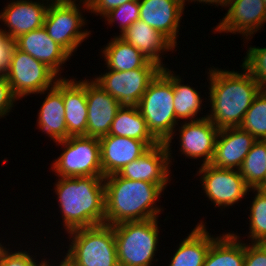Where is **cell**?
Instances as JSON below:
<instances>
[{"label":"cell","instance_id":"6da1fadb","mask_svg":"<svg viewBox=\"0 0 266 266\" xmlns=\"http://www.w3.org/2000/svg\"><path fill=\"white\" fill-rule=\"evenodd\" d=\"M245 72L209 70L212 114L207 117L218 129L239 127L254 98L262 90L253 75Z\"/></svg>","mask_w":266,"mask_h":266},{"label":"cell","instance_id":"7a4b0ae2","mask_svg":"<svg viewBox=\"0 0 266 266\" xmlns=\"http://www.w3.org/2000/svg\"><path fill=\"white\" fill-rule=\"evenodd\" d=\"M105 224L144 221L157 218L159 207L153 206L163 189L146 181H133L118 173L104 177Z\"/></svg>","mask_w":266,"mask_h":266},{"label":"cell","instance_id":"3957f363","mask_svg":"<svg viewBox=\"0 0 266 266\" xmlns=\"http://www.w3.org/2000/svg\"><path fill=\"white\" fill-rule=\"evenodd\" d=\"M56 184L67 231L105 224L104 177H60Z\"/></svg>","mask_w":266,"mask_h":266},{"label":"cell","instance_id":"277c9868","mask_svg":"<svg viewBox=\"0 0 266 266\" xmlns=\"http://www.w3.org/2000/svg\"><path fill=\"white\" fill-rule=\"evenodd\" d=\"M173 101L172 73L164 67L150 82L137 105L151 134L167 148L177 123Z\"/></svg>","mask_w":266,"mask_h":266},{"label":"cell","instance_id":"5b68a950","mask_svg":"<svg viewBox=\"0 0 266 266\" xmlns=\"http://www.w3.org/2000/svg\"><path fill=\"white\" fill-rule=\"evenodd\" d=\"M73 236L62 261L66 266H119L112 225L101 224L68 232Z\"/></svg>","mask_w":266,"mask_h":266},{"label":"cell","instance_id":"8992f818","mask_svg":"<svg viewBox=\"0 0 266 266\" xmlns=\"http://www.w3.org/2000/svg\"><path fill=\"white\" fill-rule=\"evenodd\" d=\"M158 218L113 226L119 266H150L157 251Z\"/></svg>","mask_w":266,"mask_h":266},{"label":"cell","instance_id":"52a82bcc","mask_svg":"<svg viewBox=\"0 0 266 266\" xmlns=\"http://www.w3.org/2000/svg\"><path fill=\"white\" fill-rule=\"evenodd\" d=\"M58 143L66 148L52 165L59 177H104L99 138L70 136Z\"/></svg>","mask_w":266,"mask_h":266},{"label":"cell","instance_id":"ba28073f","mask_svg":"<svg viewBox=\"0 0 266 266\" xmlns=\"http://www.w3.org/2000/svg\"><path fill=\"white\" fill-rule=\"evenodd\" d=\"M43 27L49 37L60 45L70 56L78 45L89 36L87 31H79L85 24L76 0H51Z\"/></svg>","mask_w":266,"mask_h":266},{"label":"cell","instance_id":"9c48e42d","mask_svg":"<svg viewBox=\"0 0 266 266\" xmlns=\"http://www.w3.org/2000/svg\"><path fill=\"white\" fill-rule=\"evenodd\" d=\"M5 76L17 98L31 93H44L57 82V74L51 68L16 47Z\"/></svg>","mask_w":266,"mask_h":266},{"label":"cell","instance_id":"30bf717a","mask_svg":"<svg viewBox=\"0 0 266 266\" xmlns=\"http://www.w3.org/2000/svg\"><path fill=\"white\" fill-rule=\"evenodd\" d=\"M148 61L142 68L130 71L110 70L94 81L123 106H137L150 82L161 71Z\"/></svg>","mask_w":266,"mask_h":266},{"label":"cell","instance_id":"8fae6325","mask_svg":"<svg viewBox=\"0 0 266 266\" xmlns=\"http://www.w3.org/2000/svg\"><path fill=\"white\" fill-rule=\"evenodd\" d=\"M199 173L203 175L202 186L208 198L217 206H231L243 198L250 189L239 170L217 168L202 164Z\"/></svg>","mask_w":266,"mask_h":266},{"label":"cell","instance_id":"7c38bea8","mask_svg":"<svg viewBox=\"0 0 266 266\" xmlns=\"http://www.w3.org/2000/svg\"><path fill=\"white\" fill-rule=\"evenodd\" d=\"M170 148L165 143L151 147L141 157L126 164L118 174L133 181H146L159 185L163 190L169 180Z\"/></svg>","mask_w":266,"mask_h":266},{"label":"cell","instance_id":"4fadbf2b","mask_svg":"<svg viewBox=\"0 0 266 266\" xmlns=\"http://www.w3.org/2000/svg\"><path fill=\"white\" fill-rule=\"evenodd\" d=\"M86 99L87 136L101 138L108 135L112 121L122 105L93 80H86Z\"/></svg>","mask_w":266,"mask_h":266},{"label":"cell","instance_id":"5bb4252c","mask_svg":"<svg viewBox=\"0 0 266 266\" xmlns=\"http://www.w3.org/2000/svg\"><path fill=\"white\" fill-rule=\"evenodd\" d=\"M256 141L254 136L240 127L220 129L210 164L225 169L236 167L238 170Z\"/></svg>","mask_w":266,"mask_h":266},{"label":"cell","instance_id":"9a60e30c","mask_svg":"<svg viewBox=\"0 0 266 266\" xmlns=\"http://www.w3.org/2000/svg\"><path fill=\"white\" fill-rule=\"evenodd\" d=\"M226 6L231 7L215 28L217 32H238L251 36L266 22L263 0H228Z\"/></svg>","mask_w":266,"mask_h":266},{"label":"cell","instance_id":"2e32d148","mask_svg":"<svg viewBox=\"0 0 266 266\" xmlns=\"http://www.w3.org/2000/svg\"><path fill=\"white\" fill-rule=\"evenodd\" d=\"M219 131L208 117L185 122L180 131V151L190 158L204 157L203 164H210Z\"/></svg>","mask_w":266,"mask_h":266},{"label":"cell","instance_id":"e0dca14e","mask_svg":"<svg viewBox=\"0 0 266 266\" xmlns=\"http://www.w3.org/2000/svg\"><path fill=\"white\" fill-rule=\"evenodd\" d=\"M99 141L104 177L118 173L126 164L141 157L150 149L144 141L116 135L103 136Z\"/></svg>","mask_w":266,"mask_h":266},{"label":"cell","instance_id":"ac0fdd59","mask_svg":"<svg viewBox=\"0 0 266 266\" xmlns=\"http://www.w3.org/2000/svg\"><path fill=\"white\" fill-rule=\"evenodd\" d=\"M139 19L166 36L175 46L183 0H139Z\"/></svg>","mask_w":266,"mask_h":266},{"label":"cell","instance_id":"d6986e66","mask_svg":"<svg viewBox=\"0 0 266 266\" xmlns=\"http://www.w3.org/2000/svg\"><path fill=\"white\" fill-rule=\"evenodd\" d=\"M48 7L46 4L44 6V3L29 0L14 1L8 4L0 14V19L10 29L8 32L0 30L14 40L24 33L42 28Z\"/></svg>","mask_w":266,"mask_h":266},{"label":"cell","instance_id":"ffe728a7","mask_svg":"<svg viewBox=\"0 0 266 266\" xmlns=\"http://www.w3.org/2000/svg\"><path fill=\"white\" fill-rule=\"evenodd\" d=\"M15 47L51 68L56 74L70 55L54 40L45 28L24 33L14 39Z\"/></svg>","mask_w":266,"mask_h":266},{"label":"cell","instance_id":"44dd1931","mask_svg":"<svg viewBox=\"0 0 266 266\" xmlns=\"http://www.w3.org/2000/svg\"><path fill=\"white\" fill-rule=\"evenodd\" d=\"M76 82V83H75ZM62 79V97L65 106L67 138L87 136V99L86 81Z\"/></svg>","mask_w":266,"mask_h":266},{"label":"cell","instance_id":"7402d4cb","mask_svg":"<svg viewBox=\"0 0 266 266\" xmlns=\"http://www.w3.org/2000/svg\"><path fill=\"white\" fill-rule=\"evenodd\" d=\"M119 37L133 45L145 58L156 63L162 69L164 67L163 64H161L159 53L175 47L166 36L140 19L121 33Z\"/></svg>","mask_w":266,"mask_h":266},{"label":"cell","instance_id":"603a6c76","mask_svg":"<svg viewBox=\"0 0 266 266\" xmlns=\"http://www.w3.org/2000/svg\"><path fill=\"white\" fill-rule=\"evenodd\" d=\"M49 91L38 113V125L39 128L49 134L51 139L53 138L55 142H59L67 139L61 77Z\"/></svg>","mask_w":266,"mask_h":266},{"label":"cell","instance_id":"cb8c5ba5","mask_svg":"<svg viewBox=\"0 0 266 266\" xmlns=\"http://www.w3.org/2000/svg\"><path fill=\"white\" fill-rule=\"evenodd\" d=\"M108 135L144 141L150 148L160 142L151 134L138 106H121L117 111Z\"/></svg>","mask_w":266,"mask_h":266},{"label":"cell","instance_id":"d4e9b609","mask_svg":"<svg viewBox=\"0 0 266 266\" xmlns=\"http://www.w3.org/2000/svg\"><path fill=\"white\" fill-rule=\"evenodd\" d=\"M215 239L209 235L205 225L201 222L181 242L169 266H203L209 248Z\"/></svg>","mask_w":266,"mask_h":266},{"label":"cell","instance_id":"484cf974","mask_svg":"<svg viewBox=\"0 0 266 266\" xmlns=\"http://www.w3.org/2000/svg\"><path fill=\"white\" fill-rule=\"evenodd\" d=\"M244 259L245 244L228 233L212 242L203 266H244Z\"/></svg>","mask_w":266,"mask_h":266},{"label":"cell","instance_id":"4316f807","mask_svg":"<svg viewBox=\"0 0 266 266\" xmlns=\"http://www.w3.org/2000/svg\"><path fill=\"white\" fill-rule=\"evenodd\" d=\"M102 51L107 67L114 71H130L142 68L149 60L130 43L115 37Z\"/></svg>","mask_w":266,"mask_h":266},{"label":"cell","instance_id":"83f0119b","mask_svg":"<svg viewBox=\"0 0 266 266\" xmlns=\"http://www.w3.org/2000/svg\"><path fill=\"white\" fill-rule=\"evenodd\" d=\"M251 189H259L266 178V140H257L238 169Z\"/></svg>","mask_w":266,"mask_h":266},{"label":"cell","instance_id":"f1b7e54d","mask_svg":"<svg viewBox=\"0 0 266 266\" xmlns=\"http://www.w3.org/2000/svg\"><path fill=\"white\" fill-rule=\"evenodd\" d=\"M172 86L174 93V111L177 119H193L201 109L202 99L192 87L181 84V79L172 74Z\"/></svg>","mask_w":266,"mask_h":266},{"label":"cell","instance_id":"f546056e","mask_svg":"<svg viewBox=\"0 0 266 266\" xmlns=\"http://www.w3.org/2000/svg\"><path fill=\"white\" fill-rule=\"evenodd\" d=\"M239 127L257 140H266V90L254 98Z\"/></svg>","mask_w":266,"mask_h":266},{"label":"cell","instance_id":"4dcf8cb0","mask_svg":"<svg viewBox=\"0 0 266 266\" xmlns=\"http://www.w3.org/2000/svg\"><path fill=\"white\" fill-rule=\"evenodd\" d=\"M257 191L250 208V237L253 243L266 242V191L261 189H252Z\"/></svg>","mask_w":266,"mask_h":266},{"label":"cell","instance_id":"1f68e13d","mask_svg":"<svg viewBox=\"0 0 266 266\" xmlns=\"http://www.w3.org/2000/svg\"><path fill=\"white\" fill-rule=\"evenodd\" d=\"M260 84L262 90H266V47H250L242 64Z\"/></svg>","mask_w":266,"mask_h":266},{"label":"cell","instance_id":"d6a6232c","mask_svg":"<svg viewBox=\"0 0 266 266\" xmlns=\"http://www.w3.org/2000/svg\"><path fill=\"white\" fill-rule=\"evenodd\" d=\"M139 16H140L139 0H131L106 13L104 15V18L105 17L107 18L109 24L115 22V19L116 21L120 20L121 21L120 32L123 33L134 22L139 20Z\"/></svg>","mask_w":266,"mask_h":266},{"label":"cell","instance_id":"836d02e7","mask_svg":"<svg viewBox=\"0 0 266 266\" xmlns=\"http://www.w3.org/2000/svg\"><path fill=\"white\" fill-rule=\"evenodd\" d=\"M34 259L26 252L9 253L6 249L0 256V266H46L48 263L41 261L39 265L33 261Z\"/></svg>","mask_w":266,"mask_h":266},{"label":"cell","instance_id":"e575fe53","mask_svg":"<svg viewBox=\"0 0 266 266\" xmlns=\"http://www.w3.org/2000/svg\"><path fill=\"white\" fill-rule=\"evenodd\" d=\"M14 47V40L0 30V75L9 71Z\"/></svg>","mask_w":266,"mask_h":266},{"label":"cell","instance_id":"d590c367","mask_svg":"<svg viewBox=\"0 0 266 266\" xmlns=\"http://www.w3.org/2000/svg\"><path fill=\"white\" fill-rule=\"evenodd\" d=\"M244 266H266V247L262 243L245 244Z\"/></svg>","mask_w":266,"mask_h":266},{"label":"cell","instance_id":"8d00e7d4","mask_svg":"<svg viewBox=\"0 0 266 266\" xmlns=\"http://www.w3.org/2000/svg\"><path fill=\"white\" fill-rule=\"evenodd\" d=\"M18 98L13 94L11 86L5 75H0V117H4Z\"/></svg>","mask_w":266,"mask_h":266},{"label":"cell","instance_id":"74e56055","mask_svg":"<svg viewBox=\"0 0 266 266\" xmlns=\"http://www.w3.org/2000/svg\"><path fill=\"white\" fill-rule=\"evenodd\" d=\"M85 8L93 10L92 12L102 14L103 16L109 11L121 6L131 0H81Z\"/></svg>","mask_w":266,"mask_h":266},{"label":"cell","instance_id":"f35d334b","mask_svg":"<svg viewBox=\"0 0 266 266\" xmlns=\"http://www.w3.org/2000/svg\"><path fill=\"white\" fill-rule=\"evenodd\" d=\"M184 1V4H185V1L186 0H183ZM191 1H199V2H206V4L207 3H211V4H213V3H216V4H220V6H226L227 5V2H228V0H191Z\"/></svg>","mask_w":266,"mask_h":266},{"label":"cell","instance_id":"ab89813d","mask_svg":"<svg viewBox=\"0 0 266 266\" xmlns=\"http://www.w3.org/2000/svg\"><path fill=\"white\" fill-rule=\"evenodd\" d=\"M259 189L266 191V178H265L263 185Z\"/></svg>","mask_w":266,"mask_h":266},{"label":"cell","instance_id":"60d3db41","mask_svg":"<svg viewBox=\"0 0 266 266\" xmlns=\"http://www.w3.org/2000/svg\"><path fill=\"white\" fill-rule=\"evenodd\" d=\"M5 248L2 247L1 243H0V256L2 254V252L4 251Z\"/></svg>","mask_w":266,"mask_h":266},{"label":"cell","instance_id":"b9f144b4","mask_svg":"<svg viewBox=\"0 0 266 266\" xmlns=\"http://www.w3.org/2000/svg\"><path fill=\"white\" fill-rule=\"evenodd\" d=\"M46 266H50V265L47 264ZM58 266H66V265L63 262H61V264Z\"/></svg>","mask_w":266,"mask_h":266}]
</instances>
